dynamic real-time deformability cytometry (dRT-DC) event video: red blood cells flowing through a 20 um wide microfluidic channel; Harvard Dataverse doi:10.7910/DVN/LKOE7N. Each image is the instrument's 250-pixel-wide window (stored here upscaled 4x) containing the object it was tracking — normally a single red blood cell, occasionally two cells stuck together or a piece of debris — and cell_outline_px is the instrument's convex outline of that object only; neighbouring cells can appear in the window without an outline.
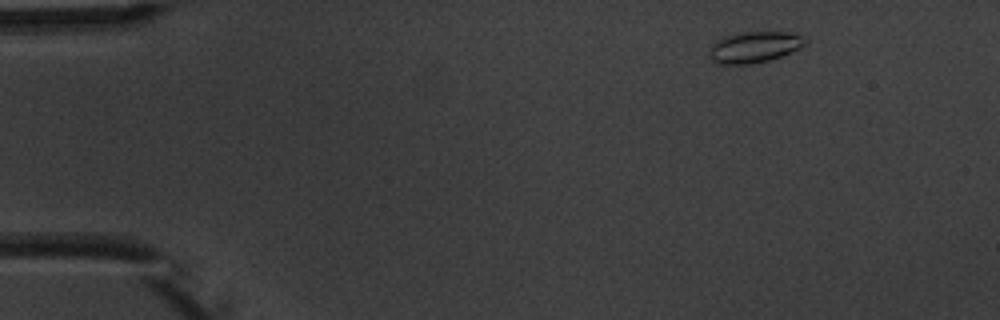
{"species": "common noctule bat (a hibernating species)", "species_latin": "Nyctalus noctula", "temperature_condition": "warm", "stored_images_in_passage": 5, "segment_of_instrument_passage": [2, 2], "camera_frame_rate_fps": 3000, "um_per_image_px": 0.085, "animal": {"sex": "male", "body_mass_g": 20.1, "forearm_length_mm": 53.5}, "frame": {"image": 1, "passage_image": 5, "time_ms": 5.0, "image_size_px": [1000, 320], "cell_outline_px": [[808, 40], [800, 48], [780, 56], [768, 60], [748, 64], [720, 64], [712, 60], [712, 44], [716, 40], [724, 36], [740, 32], [792, 32], [808, 36]], "centroid_in_image_um": [64.19, 3.97], "position_along_channel_um": 20.8, "area_um2": 17.28}}